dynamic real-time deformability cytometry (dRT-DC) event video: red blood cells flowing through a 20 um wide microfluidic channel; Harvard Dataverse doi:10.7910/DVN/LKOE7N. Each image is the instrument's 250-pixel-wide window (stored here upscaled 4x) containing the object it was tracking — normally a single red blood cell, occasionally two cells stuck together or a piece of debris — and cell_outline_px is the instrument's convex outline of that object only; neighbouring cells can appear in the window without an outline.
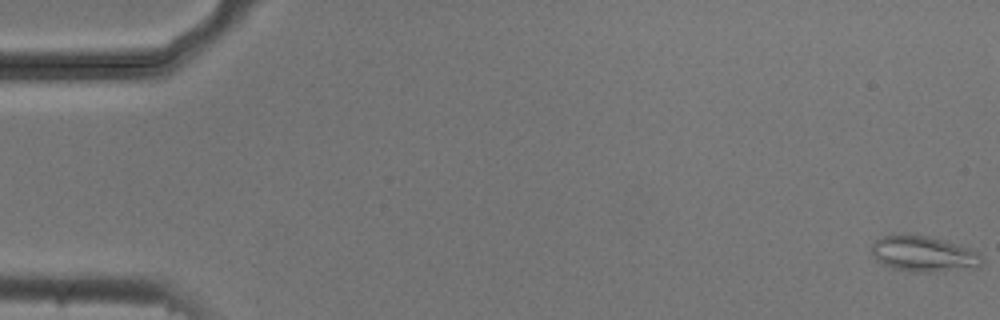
{"species": "common noctule bat (a hibernating species)", "species_latin": "Nyctalus noctula", "temperature_condition": "cold", "stored_images_in_passage": 55, "segment_of_instrument_passage": [1, 2], "camera_frame_rate_fps": 3000, "um_per_image_px": 0.085, "animal": {"sex": "male", "body_mass_g": 20.5, "forearm_length_mm": 52.5}, "frame": {"image": 1, "passage_image": 1, "time_ms": 0.0, "image_size_px": [1000, 320], "cell_outline_px": [[984, 260], [976, 268], [932, 272], [916, 272], [892, 268], [876, 260], [872, 252], [872, 244], [880, 236], [892, 232], [904, 232], [928, 236], [944, 240], [968, 248], [976, 252]], "centroid_in_image_um": [78.44, 21.54], "position_along_channel_um": 6.6, "area_um2": 23.35}}
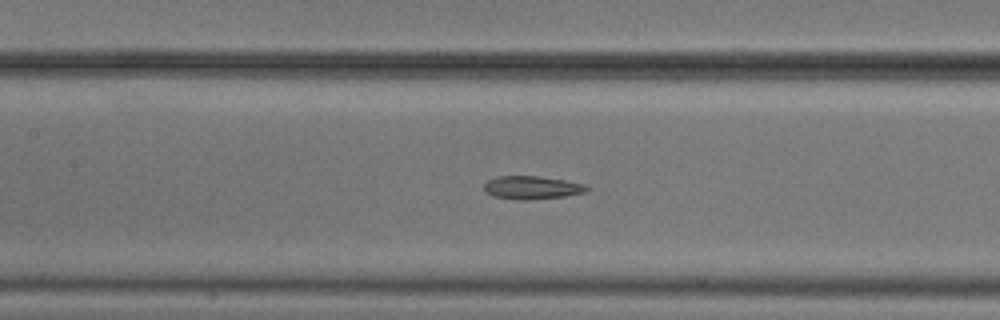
{"frame": {"image": 2, "passage_image": 25, "time_ms": 8.0, "image_size_px": [1000, 320], "cell_outline_px": [[588, 188], [584, 192], [564, 196], [528, 200], [520, 200], [496, 196], [488, 192], [484, 188], [484, 184], [488, 180], [496, 176], [540, 176], [564, 180], [584, 184]], "centroid_in_image_um": [45.2, 15.93], "position_along_channel_um": 162.2, "area_um2": 13.58}}
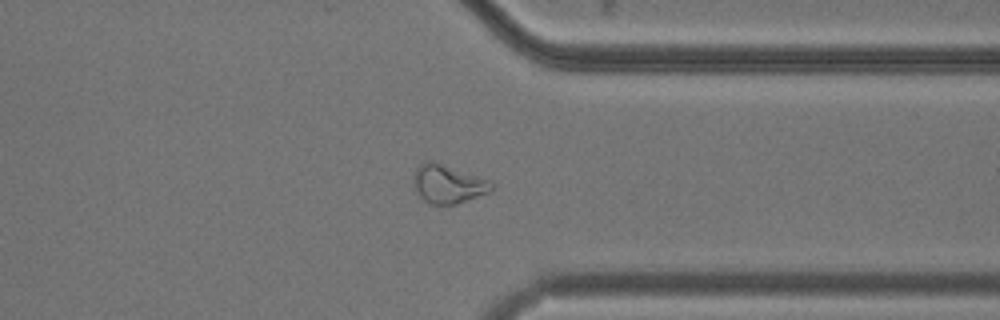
{"frame": {"image": 3, "passage_image": 42, "time_ms": 13.667, "image_size_px": [1000, 320], "cell_outline_px": [[492, 192], [456, 204], [432, 204], [424, 200], [416, 192], [416, 168], [424, 160], [432, 160], [488, 180], [492, 184]], "centroid_in_image_um": [38.1, 15.64], "position_along_channel_um": 373.3, "area_um2": 17.11}}